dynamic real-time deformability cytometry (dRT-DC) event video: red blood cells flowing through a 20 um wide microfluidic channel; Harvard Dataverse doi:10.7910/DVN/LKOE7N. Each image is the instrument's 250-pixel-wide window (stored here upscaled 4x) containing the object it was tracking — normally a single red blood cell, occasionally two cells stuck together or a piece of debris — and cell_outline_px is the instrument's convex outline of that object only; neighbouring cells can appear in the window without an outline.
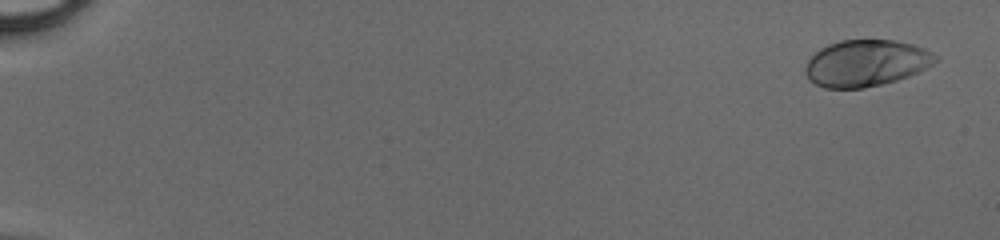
{"species": "human", "species_latin": "Homo sapiens", "temperature_condition": "cold", "stored_images_in_passage": 51, "camera_frame_rate_fps": 3000, "um_per_image_px": 0.085, "donor": {"sex": "male"}, "frame": {"image": 1, "passage_image": 3, "time_ms": 0.667, "image_size_px": [1000, 240], "cell_outline_px": [[940, 60], [908, 76], [896, 80], [864, 88], [824, 88], [808, 80], [804, 72], [804, 68], [808, 60], [820, 48], [828, 44], [840, 40], [896, 40], [912, 44], [924, 48], [940, 56]], "centroid_in_image_um": [73.6, 5.36], "position_along_channel_um": 11.4, "area_um2": 35.37}}
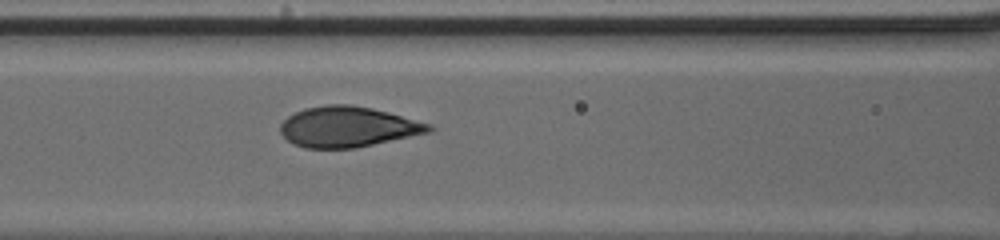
{"frame": {"image": 2, "passage_image": 25, "time_ms": 8.0, "image_size_px": [1000, 240], "cell_outline_px": [[436, 128], [432, 132], [356, 148], [304, 148], [292, 144], [280, 132], [280, 124], [288, 116], [304, 108], [328, 104], [348, 104], [372, 108], [388, 112], [432, 124]], "centroid_in_image_um": [29.59, 10.78], "position_along_channel_um": 137.0, "area_um2": 35.32}}
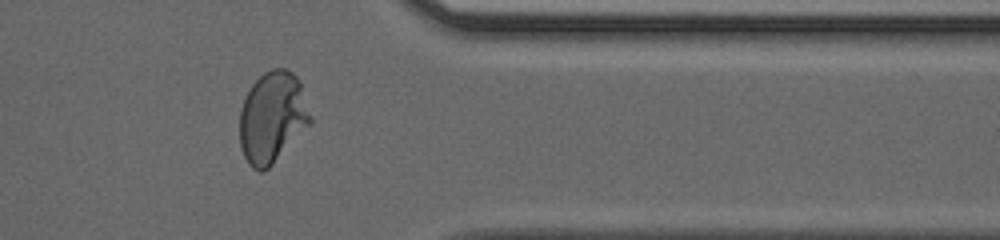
{"frame": {"image": 3, "passage_image": 43, "time_ms": 14.0, "image_size_px": [1000, 240], "cell_outline_px": [[312, 124], [264, 172], [260, 172], [252, 168], [248, 164], [240, 148], [240, 108], [252, 84], [264, 72], [272, 68], [284, 68], [292, 72], [300, 80], [312, 116]], "centroid_in_image_um": [23.17, 9.98], "position_along_channel_um": 388.2, "area_um2": 37.97}}